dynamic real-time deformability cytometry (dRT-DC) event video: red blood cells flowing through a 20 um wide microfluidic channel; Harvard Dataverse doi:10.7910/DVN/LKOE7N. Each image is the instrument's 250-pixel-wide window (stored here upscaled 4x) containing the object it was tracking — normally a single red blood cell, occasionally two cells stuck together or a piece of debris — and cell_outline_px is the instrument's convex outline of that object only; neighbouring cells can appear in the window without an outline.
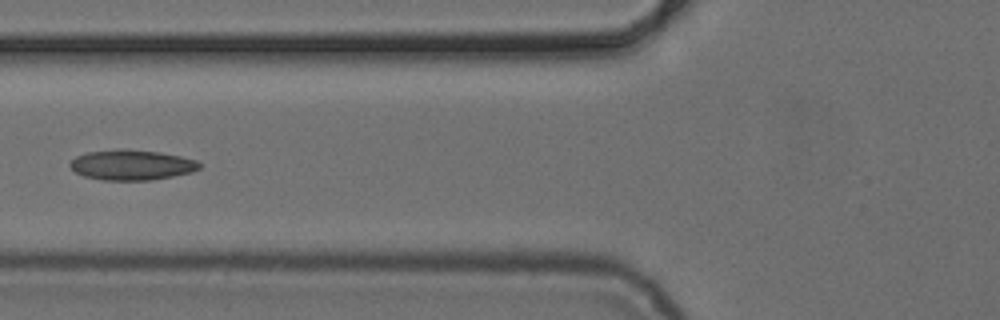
{"species": "common noctule bat (a hibernating species)", "species_latin": "Nyctalus noctula", "temperature_condition": "cold", "stored_images_in_passage": 6, "camera_frame_rate_fps": 3000, "um_per_image_px": 0.085, "animal": {"sex": "female", "body_mass_g": 24.6, "forearm_length_mm": 56.2}, "frame": {"image": 1, "passage_image": 6, "time_ms": 5.667, "image_size_px": [1000, 320], "cell_outline_px": [[200, 168], [192, 172], [152, 180], [104, 180], [84, 176], [76, 172], [68, 164], [76, 156], [88, 152], [160, 152], [180, 156], [196, 160], [200, 164]], "centroid_in_image_um": [11.22, 14.07], "position_along_channel_um": 114.6, "area_um2": 21.73}}